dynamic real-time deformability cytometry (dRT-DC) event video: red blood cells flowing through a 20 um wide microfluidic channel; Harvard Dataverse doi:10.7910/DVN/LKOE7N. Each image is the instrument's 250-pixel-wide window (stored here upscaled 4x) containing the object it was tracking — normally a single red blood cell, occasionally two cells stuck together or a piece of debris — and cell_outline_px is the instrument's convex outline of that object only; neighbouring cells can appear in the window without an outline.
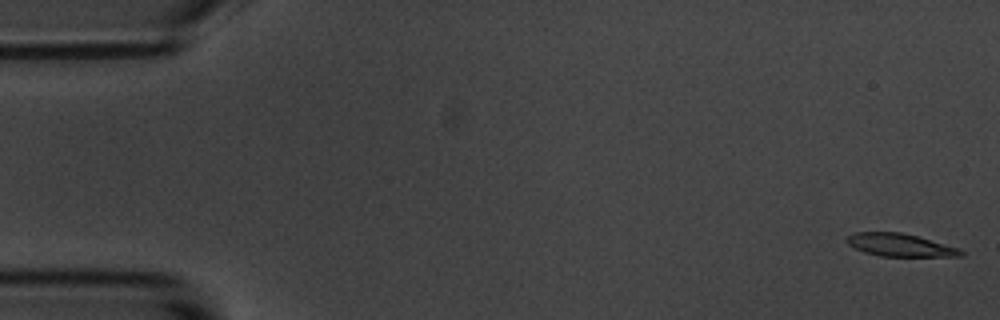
{"species": "common noctule bat (a hibernating species)", "species_latin": "Nyctalus noctula", "temperature_condition": "room temperature", "stored_images_in_passage": 55, "camera_frame_rate_fps": 3000, "um_per_image_px": 0.085, "animal": {"sex": "male", "body_mass_g": 20.1, "forearm_length_mm": 53.5}, "frame": {"image": 1, "passage_image": 1, "time_ms": 0.0, "image_size_px": [1000, 320], "cell_outline_px": [[964, 256], [880, 256], [864, 252], [848, 244], [844, 240], [848, 236], [856, 232], [900, 232], [916, 236], [960, 248], [964, 252]], "centroid_in_image_um": [76.5, 20.83], "position_along_channel_um": 8.5, "area_um2": 15.03}}
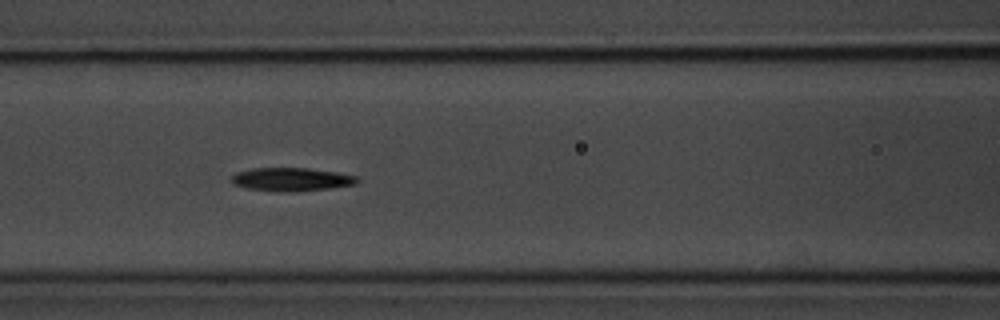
{"frame": {"image": 2, "passage_image": 23, "time_ms": 7.333, "image_size_px": [1000, 320], "cell_outline_px": [[360, 180], [356, 184], [332, 188], [288, 192], [276, 192], [244, 188], [232, 184], [232, 176], [236, 172], [252, 168], [308, 168], [336, 172], [360, 176]], "centroid_in_image_um": [24.78, 15.25], "position_along_channel_um": 141.8, "area_um2": 17.4}}
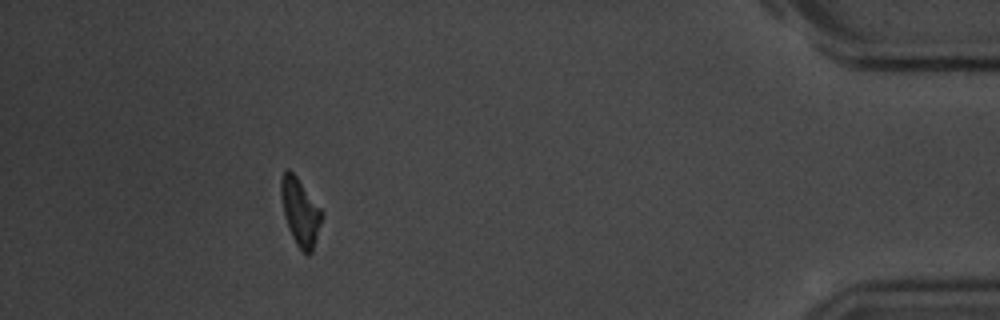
{"frame": {"image": 3, "passage_image": 50, "time_ms": 16.333, "image_size_px": [1000, 320], "cell_outline_px": [[320, 224], [312, 252], [308, 256], [296, 244], [288, 228], [284, 216], [280, 196], [280, 180], [284, 172], [288, 168], [296, 176], [320, 208]], "centroid_in_image_um": [25.47, 18.0], "position_along_channel_um": 409.7, "area_um2": 15.55}, "authors_computed_cell_mechanics": {"area_um2": 16.6464, "velocity_mm_per_s": 3.6139, "shape_relaxation_time_tau1_ms": 3.1151, "shape_relaxation_time_tau2_ms": 7.714, "deformation_change_tau1": 0.1479, "deformation_change_tau2": 0.1985}}